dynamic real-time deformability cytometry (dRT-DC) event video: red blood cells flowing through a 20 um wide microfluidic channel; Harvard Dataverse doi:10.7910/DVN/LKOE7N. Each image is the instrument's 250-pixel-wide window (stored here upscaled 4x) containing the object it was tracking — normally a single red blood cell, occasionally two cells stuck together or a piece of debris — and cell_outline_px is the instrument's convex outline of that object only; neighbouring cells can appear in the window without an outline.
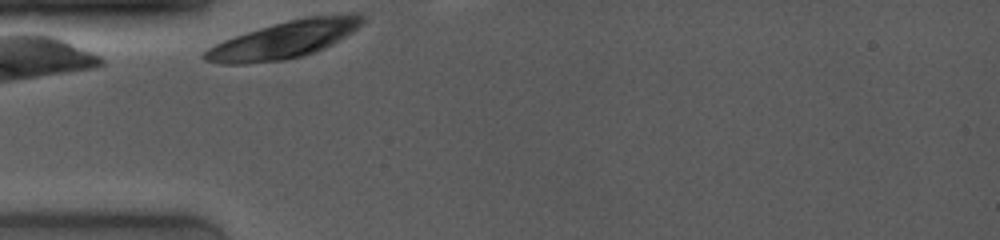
{"species": "common noctule bat (a hibernating species)", "species_latin": "Nyctalus noctula", "temperature_condition": "room temperature", "stored_images_in_passage": 1, "camera_frame_rate_fps": 4000, "um_per_image_px": 0.085, "animal": {"sex": "female", "body_mass_g": 19.0, "forearm_length_mm": 53.3}, "frame": {"image": 1, "passage_image": 1, "time_ms": 0.0, "image_size_px": [1000, 240], "cell_outline_px": [[364, 20], [352, 32], [324, 48], [300, 56], [284, 60], [244, 64], [220, 64], [204, 60], [200, 56], [208, 48], [224, 40], [272, 24], [304, 16], [356, 12], [360, 12], [364, 16]], "centroid_in_image_um": [24.16, 3.35], "position_along_channel_um": 60.8, "area_um2": 34.1}}